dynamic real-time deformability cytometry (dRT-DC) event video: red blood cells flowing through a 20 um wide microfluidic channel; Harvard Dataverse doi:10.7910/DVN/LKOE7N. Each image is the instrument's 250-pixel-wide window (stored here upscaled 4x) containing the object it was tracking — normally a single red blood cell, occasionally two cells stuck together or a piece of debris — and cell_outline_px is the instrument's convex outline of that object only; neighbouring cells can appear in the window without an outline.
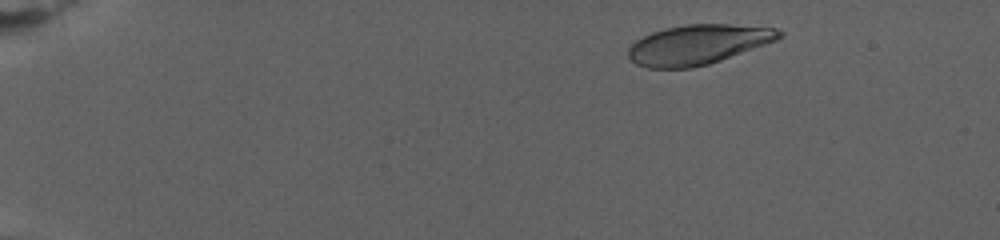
{"species": "human", "species_latin": "Homo sapiens", "temperature_condition": "warm", "stored_images_in_passage": 69, "camera_frame_rate_fps": 3000, "um_per_image_px": 0.085, "donor": {"sex": "female"}, "frame": {"image": 1, "passage_image": 3, "time_ms": 1.333, "image_size_px": [1000, 240], "cell_outline_px": [[784, 36], [776, 40], [720, 60], [708, 64], [692, 68], [648, 68], [636, 64], [628, 56], [628, 48], [636, 40], [652, 32], [664, 28], [688, 24], [728, 24], [776, 28], [784, 32]], "centroid_in_image_um": [59.32, 3.78], "position_along_channel_um": 25.7, "area_um2": 34.74}}
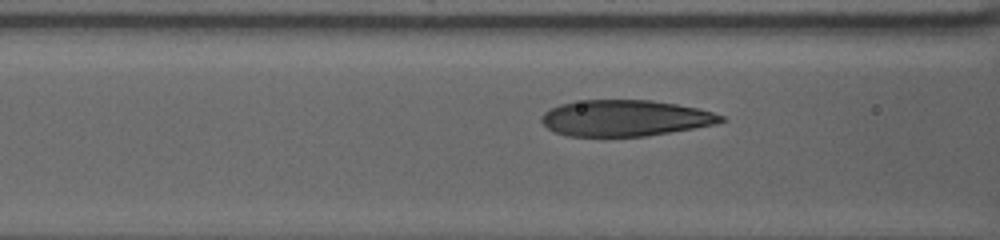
{"frame": {"image": 2, "passage_image": 29, "time_ms": 9.333, "image_size_px": [1000, 240], "cell_outline_px": [[728, 120], [716, 124], [644, 136], [568, 136], [556, 132], [548, 128], [540, 120], [540, 116], [544, 112], [560, 104], [584, 100], [652, 100], [676, 104], [696, 108], [712, 112], [724, 116]], "centroid_in_image_um": [53.13, 10.03], "position_along_channel_um": 113.5, "area_um2": 37.57}}
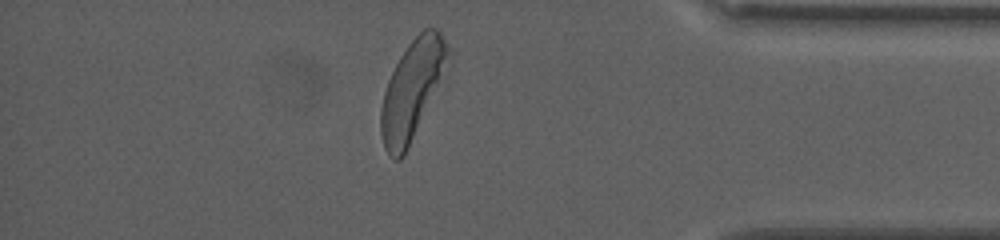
{"frame": {"image": 3, "passage_image": 57, "time_ms": 21.333, "image_size_px": [1000, 240], "cell_outline_px": [[452, 52], [404, 156], [400, 160], [396, 160], [388, 156], [384, 148], [380, 132], [380, 108], [384, 92], [388, 80], [400, 56], [408, 44], [424, 28], [436, 28], [440, 32]], "centroid_in_image_um": [34.98, 7.63], "position_along_channel_um": 400.2, "area_um2": 37.57}, "authors_computed_cell_mechanics": {"area_um2": 38.3214, "velocity_mm_per_s": 2.5733, "shape_relaxation_time_tau1_ms": 4.1685, "shape_relaxation_time_tau2_ms": null, "deformation_change_tau1": 0.1905, "deformation_change_tau2": null}}